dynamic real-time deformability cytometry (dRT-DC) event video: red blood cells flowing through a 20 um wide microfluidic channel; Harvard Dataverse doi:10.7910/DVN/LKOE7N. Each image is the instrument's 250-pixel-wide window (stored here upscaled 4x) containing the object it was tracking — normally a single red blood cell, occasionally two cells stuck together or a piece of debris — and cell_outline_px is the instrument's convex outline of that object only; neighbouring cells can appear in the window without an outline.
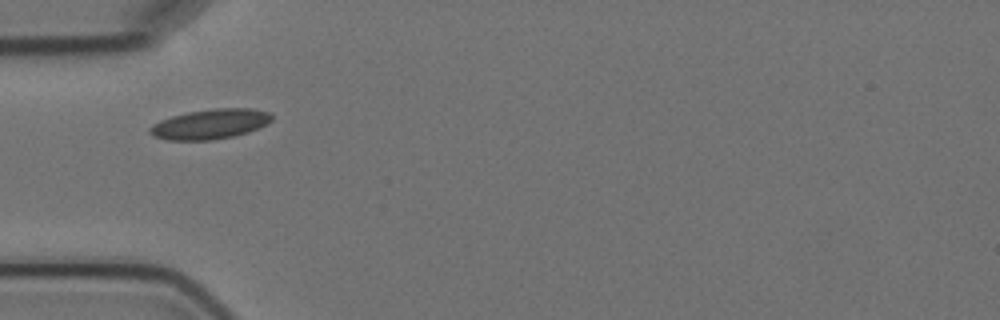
{"species": "Egyptian fruit bat (a non-hibernating species)", "species_latin": "Rousettus aegyptiacus", "temperature_condition": "cold", "stored_images_in_passage": 15, "camera_frame_rate_fps": 3000, "um_per_image_px": 0.085, "animal": {"sex": "female"}, "frame": {"image": 1, "passage_image": 5, "time_ms": 6.0, "image_size_px": [1000, 320], "cell_outline_px": [[272, 120], [268, 124], [248, 132], [232, 136], [212, 140], [168, 140], [152, 136], [148, 132], [148, 128], [152, 124], [160, 120], [172, 116], [188, 112], [216, 108], [252, 108], [268, 112], [272, 116]], "centroid_in_image_um": [17.84, 10.55], "position_along_channel_um": 67.2, "area_um2": 21.33}}
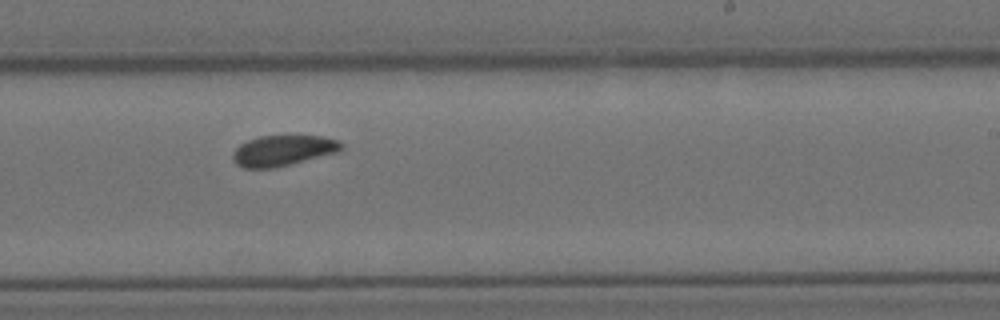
{"frame": {"image": 2, "passage_image": 10, "time_ms": 11.667, "image_size_px": [1000, 320], "cell_outline_px": [[344, 148], [336, 152], [272, 168], [244, 168], [236, 164], [232, 156], [232, 152], [240, 144], [248, 140], [260, 136], [324, 136], [336, 140], [344, 144]], "centroid_in_image_um": [24.02, 12.79], "position_along_channel_um": 265.0, "area_um2": 19.07}}
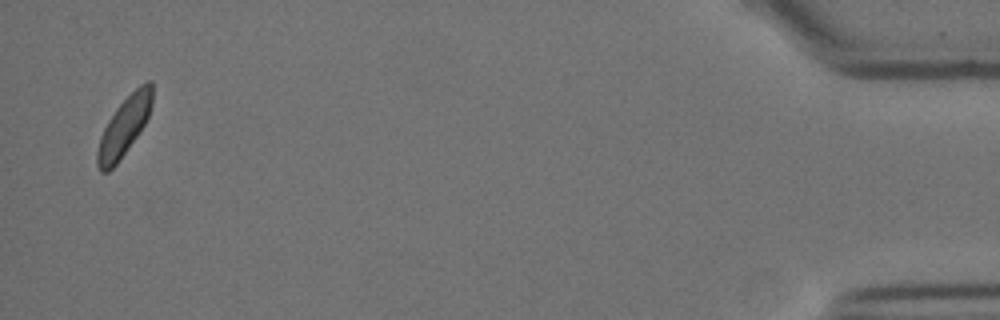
{"frame": {"image": 3, "passage_image": 15, "time_ms": 18.667, "image_size_px": [1000, 320], "cell_outline_px": [[152, 104], [148, 116], [144, 124], [136, 136], [116, 164], [108, 172], [100, 172], [96, 164], [96, 152], [100, 136], [108, 120], [116, 108], [140, 84], [148, 80], [152, 80]], "centroid_in_image_um": [10.53, 10.76], "position_along_channel_um": 424.7, "area_um2": 18.5}, "authors_computed_cell_mechanics": {"area_um2": 18.6694, "velocity_mm_per_s": 3.5012, "shape_relaxation_time_tau1_ms": 1.3002, "shape_relaxation_time_tau2_ms": 2.9134, "deformation_change_tau1": 0.0472, "deformation_change_tau2": 0.0492}}